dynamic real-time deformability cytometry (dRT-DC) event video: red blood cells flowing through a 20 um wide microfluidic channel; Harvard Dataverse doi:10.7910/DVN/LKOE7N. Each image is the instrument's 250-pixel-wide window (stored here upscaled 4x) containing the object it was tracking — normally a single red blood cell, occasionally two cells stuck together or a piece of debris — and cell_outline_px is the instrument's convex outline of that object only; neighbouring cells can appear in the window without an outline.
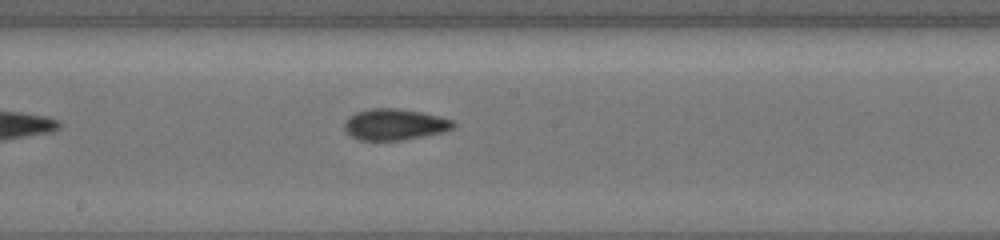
{"species": "common noctule bat (a hibernating species)", "species_latin": "Nyctalus noctula", "temperature_condition": "cold", "stored_images_in_passage": 10, "camera_frame_rate_fps": 3000, "um_per_image_px": 0.085, "animal": {"sex": "female", "body_mass_g": 19.5, "forearm_length_mm": 54.1}, "frame": {"image": 1, "passage_image": 10, "time_ms": 10.333, "image_size_px": [1000, 240], "cell_outline_px": [[456, 124], [452, 128], [440, 132], [404, 140], [356, 140], [344, 128], [344, 124], [356, 112], [372, 108], [396, 108], [420, 112], [440, 116], [452, 120]], "centroid_in_image_um": [33.55, 10.58], "position_along_channel_um": 214.7, "area_um2": 19.48}}